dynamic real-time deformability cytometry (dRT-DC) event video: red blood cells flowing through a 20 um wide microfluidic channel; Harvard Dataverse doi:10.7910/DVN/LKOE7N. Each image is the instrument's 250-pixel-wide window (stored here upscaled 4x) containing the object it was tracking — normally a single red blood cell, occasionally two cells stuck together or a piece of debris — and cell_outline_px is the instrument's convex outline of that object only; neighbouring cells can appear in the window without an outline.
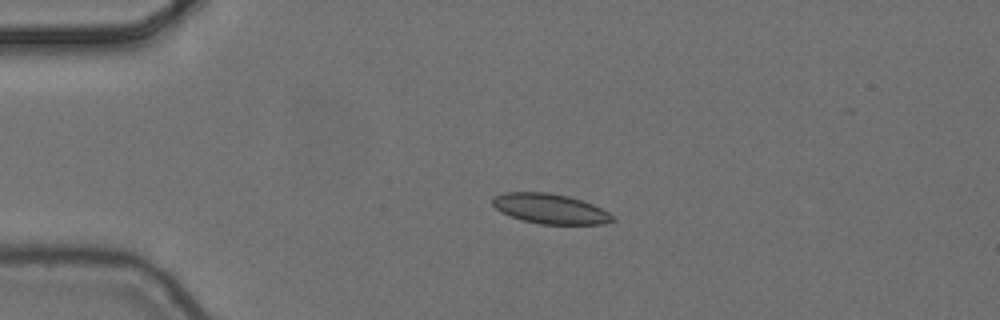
{"species": "common noctule bat (a hibernating species)", "species_latin": "Nyctalus noctula", "temperature_condition": "cold", "stored_images_in_passage": 5, "camera_frame_rate_fps": 3000, "um_per_image_px": 0.085, "animal": {"sex": "female", "body_mass_g": 24.6, "forearm_length_mm": 56.2}, "frame": {"image": 1, "passage_image": 4, "time_ms": 1.0, "image_size_px": [1000, 320], "cell_outline_px": [[616, 220], [604, 224], [540, 224], [520, 220], [500, 212], [492, 204], [492, 196], [504, 192], [548, 192], [568, 196], [592, 204], [616, 216]], "centroid_in_image_um": [46.74, 17.75], "position_along_channel_um": 38.3, "area_um2": 21.15}}